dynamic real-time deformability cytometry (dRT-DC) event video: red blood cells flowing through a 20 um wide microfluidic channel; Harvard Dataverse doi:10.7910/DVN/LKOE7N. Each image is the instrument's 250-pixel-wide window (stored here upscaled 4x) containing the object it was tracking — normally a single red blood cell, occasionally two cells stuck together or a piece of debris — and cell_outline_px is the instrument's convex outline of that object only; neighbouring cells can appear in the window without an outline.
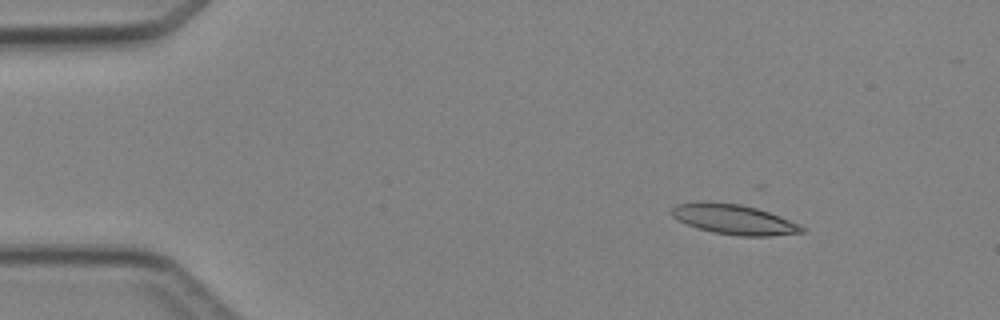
{"species": "Egyptian fruit bat (a non-hibernating species)", "species_latin": "Rousettus aegyptiacus", "temperature_condition": "cold", "stored_images_in_passage": 3, "camera_frame_rate_fps": 3000, "um_per_image_px": 0.085, "animal": {"sex": "female"}, "frame": {"image": 1, "passage_image": 1, "time_ms": 0.0, "image_size_px": [1000, 320], "cell_outline_px": [[804, 232], [768, 236], [740, 236], [712, 232], [696, 228], [672, 216], [672, 208], [676, 204], [740, 204], [756, 208], [780, 216], [804, 228]], "centroid_in_image_um": [62.42, 18.69], "position_along_channel_um": 22.6, "area_um2": 21.68}}